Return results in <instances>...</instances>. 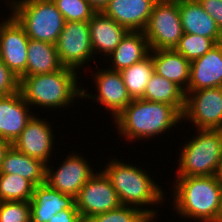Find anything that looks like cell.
<instances>
[{"instance_id":"obj_12","label":"cell","mask_w":222,"mask_h":222,"mask_svg":"<svg viewBox=\"0 0 222 222\" xmlns=\"http://www.w3.org/2000/svg\"><path fill=\"white\" fill-rule=\"evenodd\" d=\"M94 173L83 155L71 153L56 170L53 166L46 165L45 183L52 189L75 198Z\"/></svg>"},{"instance_id":"obj_27","label":"cell","mask_w":222,"mask_h":222,"mask_svg":"<svg viewBox=\"0 0 222 222\" xmlns=\"http://www.w3.org/2000/svg\"><path fill=\"white\" fill-rule=\"evenodd\" d=\"M35 185L18 174H0V201H30Z\"/></svg>"},{"instance_id":"obj_5","label":"cell","mask_w":222,"mask_h":222,"mask_svg":"<svg viewBox=\"0 0 222 222\" xmlns=\"http://www.w3.org/2000/svg\"><path fill=\"white\" fill-rule=\"evenodd\" d=\"M180 149L177 177L216 175L222 160V130L197 129Z\"/></svg>"},{"instance_id":"obj_16","label":"cell","mask_w":222,"mask_h":222,"mask_svg":"<svg viewBox=\"0 0 222 222\" xmlns=\"http://www.w3.org/2000/svg\"><path fill=\"white\" fill-rule=\"evenodd\" d=\"M20 91L0 96V138L13 143L33 117Z\"/></svg>"},{"instance_id":"obj_28","label":"cell","mask_w":222,"mask_h":222,"mask_svg":"<svg viewBox=\"0 0 222 222\" xmlns=\"http://www.w3.org/2000/svg\"><path fill=\"white\" fill-rule=\"evenodd\" d=\"M215 45L216 43L211 38L183 33L178 45L174 49L191 62L205 55Z\"/></svg>"},{"instance_id":"obj_34","label":"cell","mask_w":222,"mask_h":222,"mask_svg":"<svg viewBox=\"0 0 222 222\" xmlns=\"http://www.w3.org/2000/svg\"><path fill=\"white\" fill-rule=\"evenodd\" d=\"M48 222H84L77 209H65L55 214Z\"/></svg>"},{"instance_id":"obj_11","label":"cell","mask_w":222,"mask_h":222,"mask_svg":"<svg viewBox=\"0 0 222 222\" xmlns=\"http://www.w3.org/2000/svg\"><path fill=\"white\" fill-rule=\"evenodd\" d=\"M29 37L10 15L0 23V59L20 79L26 76Z\"/></svg>"},{"instance_id":"obj_32","label":"cell","mask_w":222,"mask_h":222,"mask_svg":"<svg viewBox=\"0 0 222 222\" xmlns=\"http://www.w3.org/2000/svg\"><path fill=\"white\" fill-rule=\"evenodd\" d=\"M19 91V79L0 59V96H8Z\"/></svg>"},{"instance_id":"obj_26","label":"cell","mask_w":222,"mask_h":222,"mask_svg":"<svg viewBox=\"0 0 222 222\" xmlns=\"http://www.w3.org/2000/svg\"><path fill=\"white\" fill-rule=\"evenodd\" d=\"M120 73L130 97L132 99H141L154 73V63L151 54L136 64L122 69Z\"/></svg>"},{"instance_id":"obj_31","label":"cell","mask_w":222,"mask_h":222,"mask_svg":"<svg viewBox=\"0 0 222 222\" xmlns=\"http://www.w3.org/2000/svg\"><path fill=\"white\" fill-rule=\"evenodd\" d=\"M29 201H0V222H31Z\"/></svg>"},{"instance_id":"obj_10","label":"cell","mask_w":222,"mask_h":222,"mask_svg":"<svg viewBox=\"0 0 222 222\" xmlns=\"http://www.w3.org/2000/svg\"><path fill=\"white\" fill-rule=\"evenodd\" d=\"M121 205L117 192L105 173H94L75 197V206L84 222L92 216Z\"/></svg>"},{"instance_id":"obj_18","label":"cell","mask_w":222,"mask_h":222,"mask_svg":"<svg viewBox=\"0 0 222 222\" xmlns=\"http://www.w3.org/2000/svg\"><path fill=\"white\" fill-rule=\"evenodd\" d=\"M31 205V222H48L65 209H77L75 198L52 189L46 183L35 186Z\"/></svg>"},{"instance_id":"obj_24","label":"cell","mask_w":222,"mask_h":222,"mask_svg":"<svg viewBox=\"0 0 222 222\" xmlns=\"http://www.w3.org/2000/svg\"><path fill=\"white\" fill-rule=\"evenodd\" d=\"M63 67L55 44L29 39L26 76L52 73Z\"/></svg>"},{"instance_id":"obj_14","label":"cell","mask_w":222,"mask_h":222,"mask_svg":"<svg viewBox=\"0 0 222 222\" xmlns=\"http://www.w3.org/2000/svg\"><path fill=\"white\" fill-rule=\"evenodd\" d=\"M33 117L28 121L26 127L21 134L12 143V146L38 160H41L46 165L49 162L48 159L51 157L55 136L52 132L53 129L50 127V123L45 121L46 119H40V117Z\"/></svg>"},{"instance_id":"obj_8","label":"cell","mask_w":222,"mask_h":222,"mask_svg":"<svg viewBox=\"0 0 222 222\" xmlns=\"http://www.w3.org/2000/svg\"><path fill=\"white\" fill-rule=\"evenodd\" d=\"M185 94L182 120L193 123L195 129L222 130V87L186 91Z\"/></svg>"},{"instance_id":"obj_17","label":"cell","mask_w":222,"mask_h":222,"mask_svg":"<svg viewBox=\"0 0 222 222\" xmlns=\"http://www.w3.org/2000/svg\"><path fill=\"white\" fill-rule=\"evenodd\" d=\"M215 87H222V42L191 61L187 91Z\"/></svg>"},{"instance_id":"obj_25","label":"cell","mask_w":222,"mask_h":222,"mask_svg":"<svg viewBox=\"0 0 222 222\" xmlns=\"http://www.w3.org/2000/svg\"><path fill=\"white\" fill-rule=\"evenodd\" d=\"M185 97V91L181 87L154 72L141 99L170 104L182 114Z\"/></svg>"},{"instance_id":"obj_36","label":"cell","mask_w":222,"mask_h":222,"mask_svg":"<svg viewBox=\"0 0 222 222\" xmlns=\"http://www.w3.org/2000/svg\"><path fill=\"white\" fill-rule=\"evenodd\" d=\"M90 5L97 11L100 12L108 4L110 0H87Z\"/></svg>"},{"instance_id":"obj_29","label":"cell","mask_w":222,"mask_h":222,"mask_svg":"<svg viewBox=\"0 0 222 222\" xmlns=\"http://www.w3.org/2000/svg\"><path fill=\"white\" fill-rule=\"evenodd\" d=\"M86 222H154L139 208L120 205L105 213L92 216Z\"/></svg>"},{"instance_id":"obj_33","label":"cell","mask_w":222,"mask_h":222,"mask_svg":"<svg viewBox=\"0 0 222 222\" xmlns=\"http://www.w3.org/2000/svg\"><path fill=\"white\" fill-rule=\"evenodd\" d=\"M203 9L216 21L222 32V1L221 0H198Z\"/></svg>"},{"instance_id":"obj_15","label":"cell","mask_w":222,"mask_h":222,"mask_svg":"<svg viewBox=\"0 0 222 222\" xmlns=\"http://www.w3.org/2000/svg\"><path fill=\"white\" fill-rule=\"evenodd\" d=\"M158 0H110L101 11L128 31H144Z\"/></svg>"},{"instance_id":"obj_38","label":"cell","mask_w":222,"mask_h":222,"mask_svg":"<svg viewBox=\"0 0 222 222\" xmlns=\"http://www.w3.org/2000/svg\"><path fill=\"white\" fill-rule=\"evenodd\" d=\"M218 222H222V198H221V210H220Z\"/></svg>"},{"instance_id":"obj_2","label":"cell","mask_w":222,"mask_h":222,"mask_svg":"<svg viewBox=\"0 0 222 222\" xmlns=\"http://www.w3.org/2000/svg\"><path fill=\"white\" fill-rule=\"evenodd\" d=\"M182 122V114L172 105L132 99L131 103L114 119L117 131L131 142L152 139Z\"/></svg>"},{"instance_id":"obj_7","label":"cell","mask_w":222,"mask_h":222,"mask_svg":"<svg viewBox=\"0 0 222 222\" xmlns=\"http://www.w3.org/2000/svg\"><path fill=\"white\" fill-rule=\"evenodd\" d=\"M143 32L151 50L174 49L184 33L179 0H158Z\"/></svg>"},{"instance_id":"obj_9","label":"cell","mask_w":222,"mask_h":222,"mask_svg":"<svg viewBox=\"0 0 222 222\" xmlns=\"http://www.w3.org/2000/svg\"><path fill=\"white\" fill-rule=\"evenodd\" d=\"M55 46L64 67L80 70L95 57L91 46L89 21L65 22Z\"/></svg>"},{"instance_id":"obj_21","label":"cell","mask_w":222,"mask_h":222,"mask_svg":"<svg viewBox=\"0 0 222 222\" xmlns=\"http://www.w3.org/2000/svg\"><path fill=\"white\" fill-rule=\"evenodd\" d=\"M150 54L154 63V72L173 81L186 92L190 80L191 62L175 49L151 50Z\"/></svg>"},{"instance_id":"obj_20","label":"cell","mask_w":222,"mask_h":222,"mask_svg":"<svg viewBox=\"0 0 222 222\" xmlns=\"http://www.w3.org/2000/svg\"><path fill=\"white\" fill-rule=\"evenodd\" d=\"M89 26L94 55L100 52L102 56L108 57L128 32L124 26L105 16L101 11L92 16Z\"/></svg>"},{"instance_id":"obj_23","label":"cell","mask_w":222,"mask_h":222,"mask_svg":"<svg viewBox=\"0 0 222 222\" xmlns=\"http://www.w3.org/2000/svg\"><path fill=\"white\" fill-rule=\"evenodd\" d=\"M0 174H18L37 186L45 183L46 164L11 146L2 161Z\"/></svg>"},{"instance_id":"obj_19","label":"cell","mask_w":222,"mask_h":222,"mask_svg":"<svg viewBox=\"0 0 222 222\" xmlns=\"http://www.w3.org/2000/svg\"><path fill=\"white\" fill-rule=\"evenodd\" d=\"M179 14L183 32L222 42V32L216 21L203 9L198 0H179Z\"/></svg>"},{"instance_id":"obj_3","label":"cell","mask_w":222,"mask_h":222,"mask_svg":"<svg viewBox=\"0 0 222 222\" xmlns=\"http://www.w3.org/2000/svg\"><path fill=\"white\" fill-rule=\"evenodd\" d=\"M116 158L110 159L102 170L114 187L122 205L138 208L152 221L156 219L157 209H143L145 205L161 203L165 195L161 186L149 176L147 171L140 167L125 164ZM141 206V207H140ZM157 211V212H156Z\"/></svg>"},{"instance_id":"obj_22","label":"cell","mask_w":222,"mask_h":222,"mask_svg":"<svg viewBox=\"0 0 222 222\" xmlns=\"http://www.w3.org/2000/svg\"><path fill=\"white\" fill-rule=\"evenodd\" d=\"M150 51L148 40L143 31H128L108 56L113 65L109 69L120 72L146 58Z\"/></svg>"},{"instance_id":"obj_4","label":"cell","mask_w":222,"mask_h":222,"mask_svg":"<svg viewBox=\"0 0 222 222\" xmlns=\"http://www.w3.org/2000/svg\"><path fill=\"white\" fill-rule=\"evenodd\" d=\"M77 73L72 68L63 67L52 73L23 76L19 79V91L29 106L53 110L65 108L74 103L75 97L82 99Z\"/></svg>"},{"instance_id":"obj_6","label":"cell","mask_w":222,"mask_h":222,"mask_svg":"<svg viewBox=\"0 0 222 222\" xmlns=\"http://www.w3.org/2000/svg\"><path fill=\"white\" fill-rule=\"evenodd\" d=\"M11 15L23 27L29 39L56 44L65 20L53 1L10 0Z\"/></svg>"},{"instance_id":"obj_30","label":"cell","mask_w":222,"mask_h":222,"mask_svg":"<svg viewBox=\"0 0 222 222\" xmlns=\"http://www.w3.org/2000/svg\"><path fill=\"white\" fill-rule=\"evenodd\" d=\"M65 22L89 21L97 12L87 0H53Z\"/></svg>"},{"instance_id":"obj_1","label":"cell","mask_w":222,"mask_h":222,"mask_svg":"<svg viewBox=\"0 0 222 222\" xmlns=\"http://www.w3.org/2000/svg\"><path fill=\"white\" fill-rule=\"evenodd\" d=\"M173 199L176 214L186 220L218 222L221 210L222 185L216 175L175 177Z\"/></svg>"},{"instance_id":"obj_13","label":"cell","mask_w":222,"mask_h":222,"mask_svg":"<svg viewBox=\"0 0 222 222\" xmlns=\"http://www.w3.org/2000/svg\"><path fill=\"white\" fill-rule=\"evenodd\" d=\"M95 73V74H94ZM94 82L97 87V95H89L85 88H82V98H92L102 104L103 107L113 115L114 119L131 103L132 98L127 92L122 75L119 71L98 68L94 72Z\"/></svg>"},{"instance_id":"obj_37","label":"cell","mask_w":222,"mask_h":222,"mask_svg":"<svg viewBox=\"0 0 222 222\" xmlns=\"http://www.w3.org/2000/svg\"><path fill=\"white\" fill-rule=\"evenodd\" d=\"M216 177L218 179V182L222 185V160H221V163L219 164V168H218Z\"/></svg>"},{"instance_id":"obj_35","label":"cell","mask_w":222,"mask_h":222,"mask_svg":"<svg viewBox=\"0 0 222 222\" xmlns=\"http://www.w3.org/2000/svg\"><path fill=\"white\" fill-rule=\"evenodd\" d=\"M11 146H12V143L10 141L0 138V168H1L4 156Z\"/></svg>"}]
</instances>
